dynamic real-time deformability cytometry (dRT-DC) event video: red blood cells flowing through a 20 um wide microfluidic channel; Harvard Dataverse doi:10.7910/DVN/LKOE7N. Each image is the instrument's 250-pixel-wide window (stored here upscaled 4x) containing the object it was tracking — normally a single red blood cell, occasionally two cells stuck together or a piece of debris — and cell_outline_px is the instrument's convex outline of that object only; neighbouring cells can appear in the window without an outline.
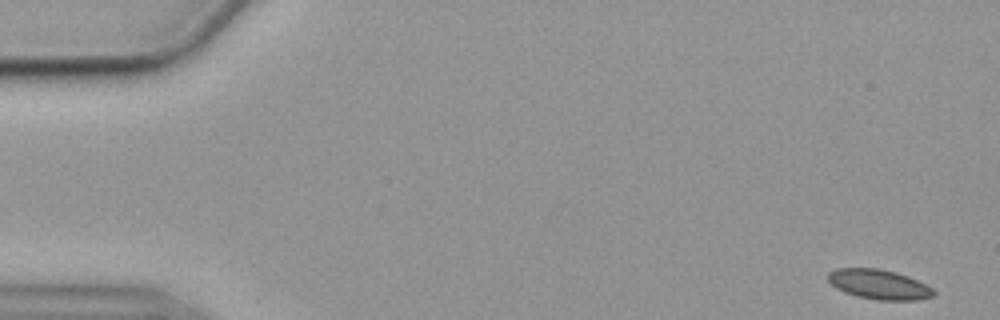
{"species": "common noctule bat (a hibernating species)", "species_latin": "Nyctalus noctula", "temperature_condition": "cold", "stored_images_in_passage": 55, "camera_frame_rate_fps": 3000, "um_per_image_px": 0.085, "animal": {"sex": "female", "body_mass_g": 19.9}, "frame": {"image": 1, "passage_image": 1, "time_ms": 0.0, "image_size_px": [1000, 320], "cell_outline_px": [[936, 292], [932, 296], [916, 300], [880, 300], [856, 296], [844, 292], [836, 288], [828, 280], [828, 272], [836, 268], [880, 268], [896, 272], [908, 276], [932, 288]], "centroid_in_image_um": [74.68, 24.16], "position_along_channel_um": 10.3, "area_um2": 18.26}}
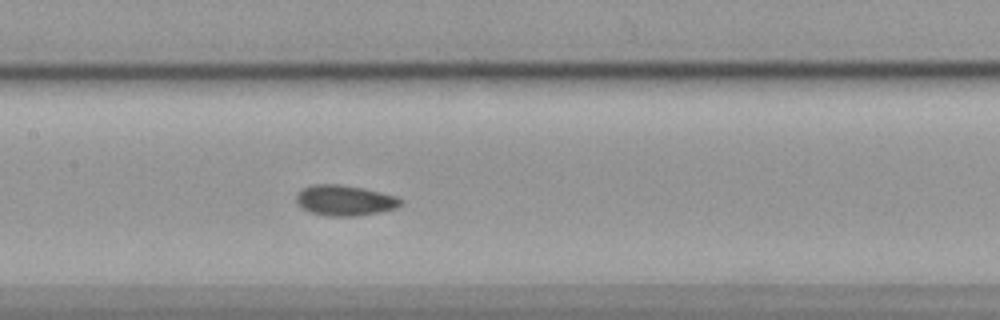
{"frame": {"image": 2, "passage_image": 26, "time_ms": 8.333, "image_size_px": [1000, 320], "cell_outline_px": [[404, 204], [396, 208], [384, 212], [360, 216], [328, 216], [312, 212], [296, 204], [296, 196], [304, 188], [312, 184], [340, 184], [364, 188], [396, 196], [404, 200]], "centroid_in_image_um": [29.38, 17.04], "position_along_channel_um": 178.0, "area_um2": 18.79}}
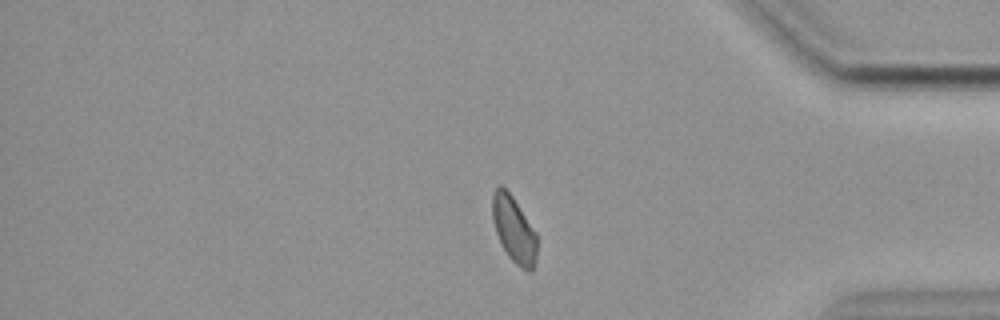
{"frame": {"image": 3, "passage_image": 46, "time_ms": 15.0, "image_size_px": [1000, 320], "cell_outline_px": [[536, 260], [532, 272], [520, 268], [508, 256], [496, 232], [492, 220], [492, 192], [500, 184], [512, 196], [536, 232]], "centroid_in_image_um": [43.67, 19.51], "position_along_channel_um": 391.5, "area_um2": 17.05}, "authors_computed_cell_mechanics": {"area_um2": 18.0336, "velocity_mm_per_s": 3.5493, "shape_relaxation_time_tau1_ms": 6.8749, "shape_relaxation_time_tau2_ms": 3.0879, "deformation_change_tau1": 0.0876, "deformation_change_tau2": 0.0528}}